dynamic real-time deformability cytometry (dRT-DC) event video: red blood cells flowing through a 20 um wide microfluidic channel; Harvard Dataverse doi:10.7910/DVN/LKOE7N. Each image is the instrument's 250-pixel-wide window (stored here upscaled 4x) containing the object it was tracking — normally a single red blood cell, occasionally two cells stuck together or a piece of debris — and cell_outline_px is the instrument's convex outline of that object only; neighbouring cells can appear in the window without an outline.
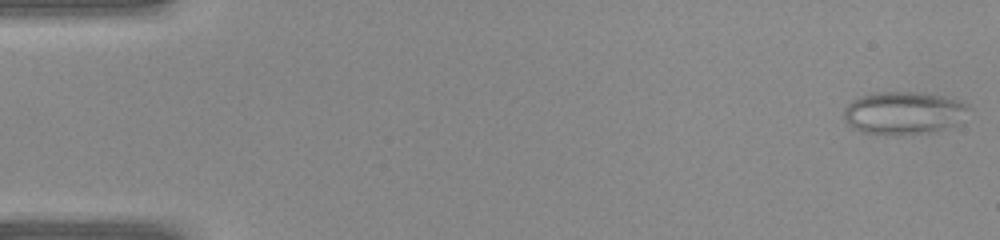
{"species": "common noctule bat (a hibernating species)", "species_latin": "Nyctalus noctula", "temperature_condition": "warm", "stored_images_in_passage": 40, "camera_frame_rate_fps": 3000, "um_per_image_px": 0.085, "animal": {"sex": "female", "body_mass_g": 22.0, "forearm_length_mm": 56.7}, "frame": {"image": 1, "passage_image": 1, "time_ms": 0.0, "image_size_px": [1000, 240], "cell_outline_px": [[968, 104], [956, 124], [940, 128], [920, 132], [896, 136], [884, 136], [860, 132], [852, 128], [844, 120], [844, 108], [852, 100], [860, 96], [876, 92], [916, 92], [944, 96]], "centroid_in_image_um": [76.66, 9.6], "position_along_channel_um": 8.3, "area_um2": 30.69}}
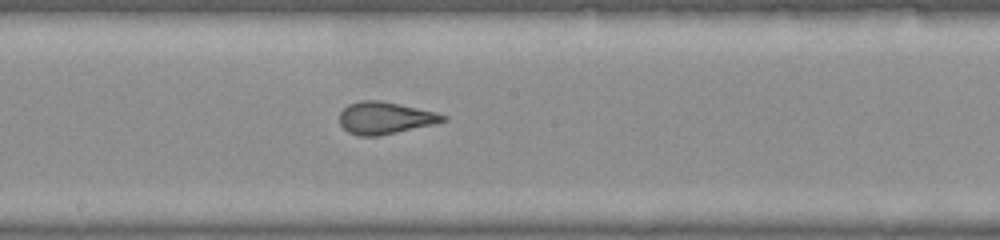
{"frame": {"image": 2, "passage_image": 22, "time_ms": 7.0, "image_size_px": [1000, 240], "cell_outline_px": [[448, 120], [436, 124], [380, 136], [360, 136], [348, 132], [340, 124], [340, 112], [348, 104], [360, 100], [380, 100], [400, 104], [436, 112], [448, 116]], "centroid_in_image_um": [32.76, 10.03], "position_along_channel_um": 215.4, "area_um2": 19.59}}
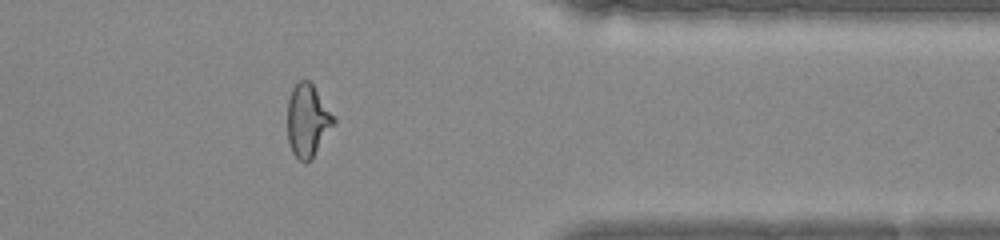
{"frame": {"image": 3, "passage_image": 33, "time_ms": 10.667, "image_size_px": [1000, 240], "cell_outline_px": [[336, 120], [312, 160], [304, 164], [292, 152], [288, 140], [288, 100], [292, 88], [300, 80], [308, 80], [312, 84]], "centroid_in_image_um": [26.13, 10.28], "position_along_channel_um": 385.3, "area_um2": 19.31}}